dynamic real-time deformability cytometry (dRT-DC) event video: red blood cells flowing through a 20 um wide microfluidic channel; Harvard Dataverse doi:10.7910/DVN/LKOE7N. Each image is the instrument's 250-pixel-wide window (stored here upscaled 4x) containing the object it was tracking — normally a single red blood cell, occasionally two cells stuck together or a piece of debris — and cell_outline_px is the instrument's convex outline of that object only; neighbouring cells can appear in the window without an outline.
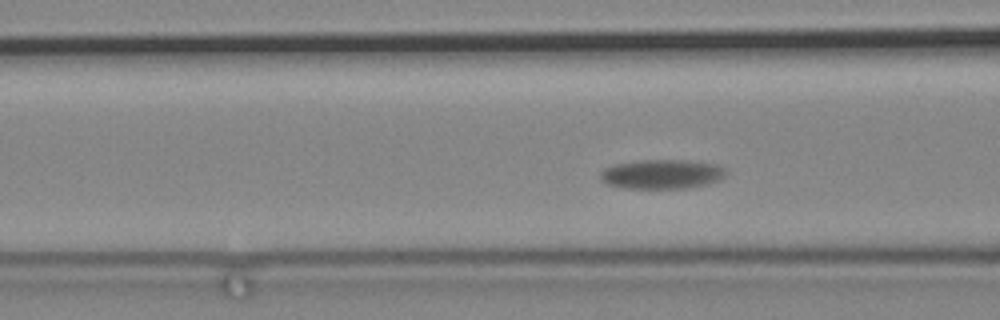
{"species": "common noctule bat (a hibernating species)", "species_latin": "Nyctalus noctula", "temperature_condition": "cold", "stored_images_in_passage": 38, "camera_frame_rate_fps": 3000, "um_per_image_px": 0.085, "animal": {"sex": "male", "body_mass_g": 19.2, "forearm_length_mm": 51.8}, "frame": {"image": 1, "passage_image": 7, "time_ms": 2.0, "image_size_px": [1000, 320], "cell_outline_px": [[728, 172], [720, 180], [704, 184], [684, 188], [624, 188], [608, 184], [600, 180], [600, 172], [604, 168], [616, 164], [644, 160], [688, 160], [716, 164], [724, 168]], "centroid_in_image_um": [56.26, 14.8], "position_along_channel_um": 110.3, "area_um2": 21.39}}
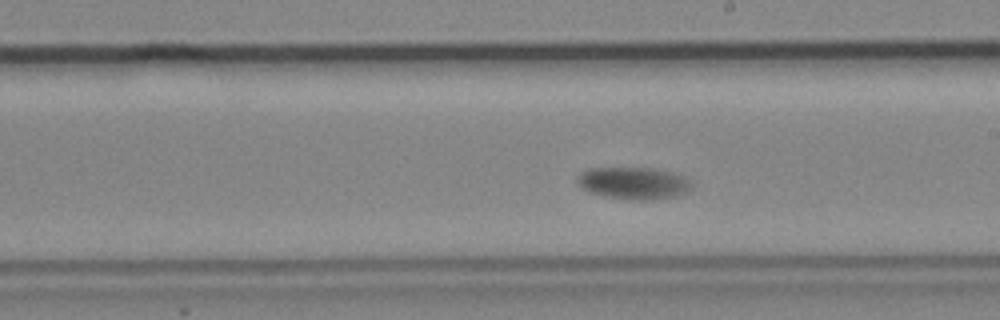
{"frame": {"image": 2, "passage_image": 20, "time_ms": 6.333, "image_size_px": [1000, 320], "cell_outline_px": [[692, 188], [676, 196], [652, 200], [628, 200], [588, 192], [576, 180], [584, 172], [592, 168], [652, 168], [672, 172], [684, 176], [692, 184]], "centroid_in_image_um": [53.9, 15.57], "position_along_channel_um": 235.1, "area_um2": 21.1}}
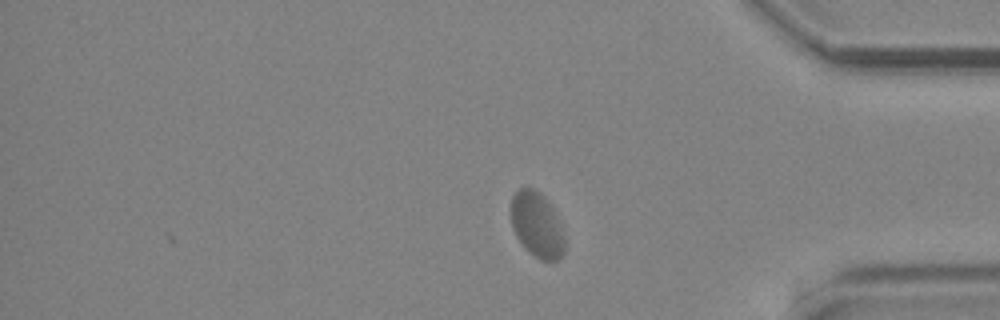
{"frame": {"image": 3, "passage_image": 38, "time_ms": 12.333, "image_size_px": [1000, 320], "cell_outline_px": [[564, 252], [560, 260], [540, 260], [528, 252], [524, 248], [516, 236], [512, 228], [508, 208], [512, 196], [516, 188], [532, 188], [540, 192], [548, 200], [560, 224], [564, 236]], "centroid_in_image_um": [45.58, 19.09], "position_along_channel_um": 389.6, "area_um2": 20.92}}